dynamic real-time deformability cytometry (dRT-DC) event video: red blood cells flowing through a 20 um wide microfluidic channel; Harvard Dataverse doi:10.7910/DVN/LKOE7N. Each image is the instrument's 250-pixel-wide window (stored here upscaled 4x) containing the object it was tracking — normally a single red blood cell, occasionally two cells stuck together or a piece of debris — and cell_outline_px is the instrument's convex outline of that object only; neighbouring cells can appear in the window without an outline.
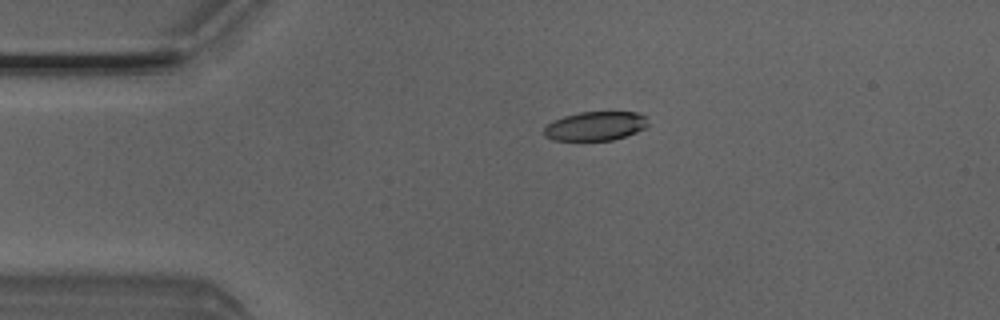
{"species": "Egyptian fruit bat (a non-hibernating species)", "species_latin": "Rousettus aegyptiacus", "temperature_condition": "room temperature", "stored_images_in_passage": 3, "camera_frame_rate_fps": 3000, "um_per_image_px": 0.085, "animal": {"sex": "male"}, "frame": {"image": 1, "passage_image": 2, "time_ms": 0.333, "image_size_px": [1000, 320], "cell_outline_px": [[648, 124], [644, 128], [636, 132], [612, 140], [552, 140], [544, 136], [544, 128], [548, 124], [564, 116], [580, 112], [636, 112], [648, 116]], "centroid_in_image_um": [50.63, 10.71], "position_along_channel_um": 34.4, "area_um2": 17.51}}